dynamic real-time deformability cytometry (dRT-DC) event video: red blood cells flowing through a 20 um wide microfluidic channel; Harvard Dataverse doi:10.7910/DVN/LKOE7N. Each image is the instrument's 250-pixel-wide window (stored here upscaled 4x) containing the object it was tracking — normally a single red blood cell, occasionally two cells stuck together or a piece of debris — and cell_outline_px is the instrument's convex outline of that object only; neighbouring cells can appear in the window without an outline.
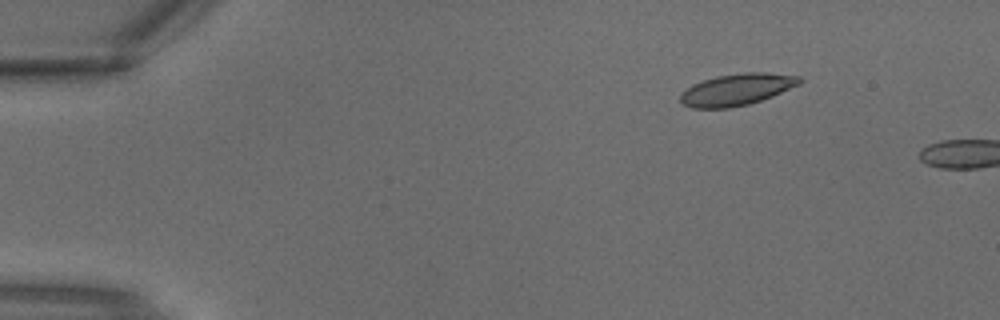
{"species": "common noctule bat (a hibernating species)", "species_latin": "Nyctalus noctula", "temperature_condition": "warm", "stored_images_in_passage": 2, "camera_frame_rate_fps": 3000, "um_per_image_px": 0.085, "animal": {"sex": "male", "body_mass_g": 18.8}, "frame": {"image": 1, "passage_image": 1, "time_ms": 0.0, "image_size_px": [1000, 320], "cell_outline_px": [[804, 80], [800, 84], [772, 96], [748, 104], [728, 108], [692, 108], [680, 104], [680, 92], [692, 84], [716, 76], [744, 72], [764, 72], [800, 76]], "centroid_in_image_um": [62.6, 7.61], "position_along_channel_um": 22.4, "area_um2": 22.14}}